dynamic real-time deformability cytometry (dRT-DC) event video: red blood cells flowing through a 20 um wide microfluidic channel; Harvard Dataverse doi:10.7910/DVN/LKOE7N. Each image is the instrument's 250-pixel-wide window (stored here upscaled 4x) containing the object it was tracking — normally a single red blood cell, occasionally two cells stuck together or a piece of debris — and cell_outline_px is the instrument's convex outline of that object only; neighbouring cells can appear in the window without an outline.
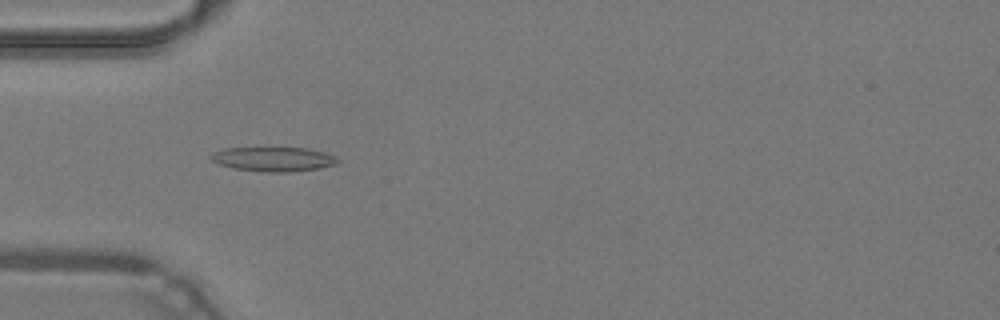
{"species": "common noctule bat (a hibernating species)", "species_latin": "Nyctalus noctula", "temperature_condition": "warm", "stored_images_in_passage": 48, "camera_frame_rate_fps": 3000, "um_per_image_px": 0.085, "animal": {"sex": "male", "body_mass_g": 19.2, "forearm_length_mm": 51.8}, "frame": {"image": 1, "passage_image": 15, "time_ms": 4.667, "image_size_px": [1000, 320], "cell_outline_px": [[340, 160], [336, 164], [320, 168], [288, 172], [260, 172], [232, 168], [220, 164], [212, 160], [208, 156], [212, 152], [224, 148], [304, 148], [324, 152], [336, 156]], "centroid_in_image_um": [23.22, 13.53], "position_along_channel_um": 61.8, "area_um2": 18.09}}
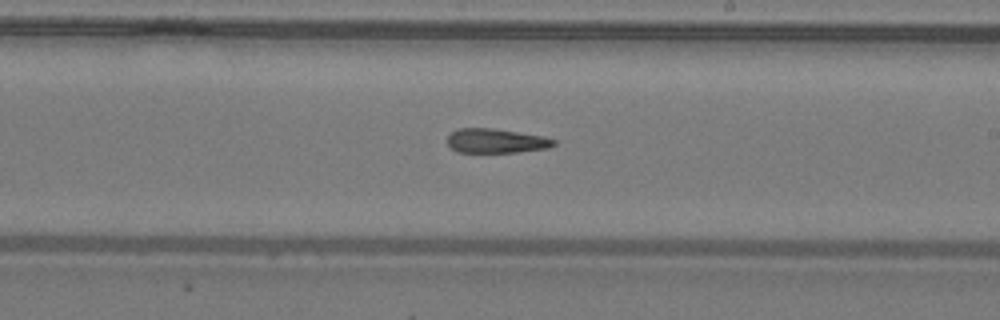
{"frame": {"image": 2, "passage_image": 28, "time_ms": 9.0, "image_size_px": [1000, 320], "cell_outline_px": [[556, 144], [548, 148], [516, 152], [456, 152], [448, 144], [448, 136], [452, 132], [460, 128], [492, 128], [544, 136], [556, 140]], "centroid_in_image_um": [42.18, 11.97], "position_along_channel_um": 246.8, "area_um2": 15.03}}
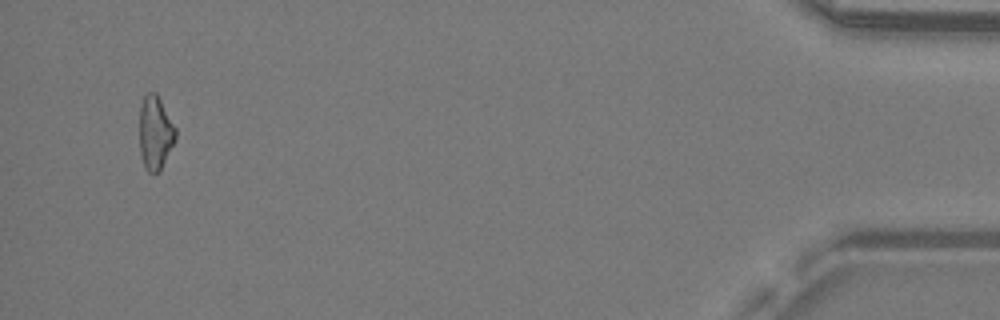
{"frame": {"image": 3, "passage_image": 46, "time_ms": 15.0, "image_size_px": [1000, 320], "cell_outline_px": [[176, 140], [160, 172], [148, 172], [144, 168], [140, 156], [140, 104], [144, 96], [148, 92], [156, 92], [176, 128]], "centroid_in_image_um": [13.2, 11.31], "position_along_channel_um": 422.0, "area_um2": 15.72}}